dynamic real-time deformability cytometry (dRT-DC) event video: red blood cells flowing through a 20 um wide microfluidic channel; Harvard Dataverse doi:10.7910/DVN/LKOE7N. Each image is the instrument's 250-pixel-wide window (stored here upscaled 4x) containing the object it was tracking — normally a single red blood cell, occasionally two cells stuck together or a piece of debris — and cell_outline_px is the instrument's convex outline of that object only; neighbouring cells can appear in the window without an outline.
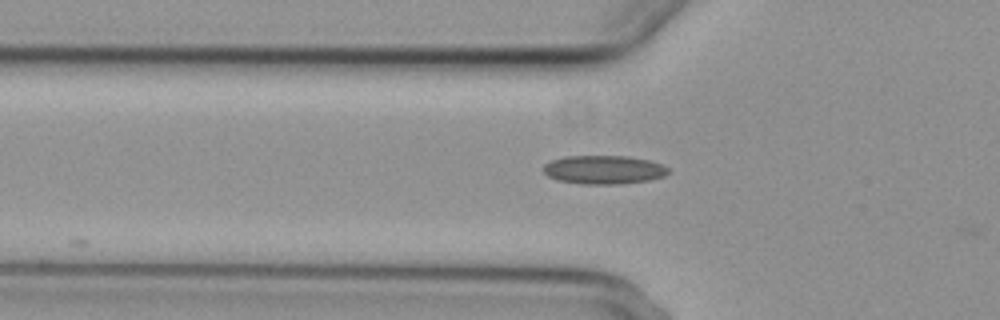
{"species": "common noctule bat (a hibernating species)", "species_latin": "Nyctalus noctula", "temperature_condition": "cold", "stored_images_in_passage": 4, "camera_frame_rate_fps": 3000, "um_per_image_px": 0.085, "animal": {"sex": "female", "body_mass_g": 29.2, "forearm_length_mm": 56.3}, "frame": {"image": 1, "passage_image": 4, "time_ms": 3.667, "image_size_px": [1000, 320], "cell_outline_px": [[668, 172], [664, 176], [648, 180], [620, 184], [580, 184], [556, 180], [548, 176], [544, 172], [544, 164], [552, 160], [564, 156], [628, 156], [648, 160], [664, 164], [668, 168]], "centroid_in_image_um": [51.31, 14.42], "position_along_channel_um": 74.5, "area_um2": 20.92}}